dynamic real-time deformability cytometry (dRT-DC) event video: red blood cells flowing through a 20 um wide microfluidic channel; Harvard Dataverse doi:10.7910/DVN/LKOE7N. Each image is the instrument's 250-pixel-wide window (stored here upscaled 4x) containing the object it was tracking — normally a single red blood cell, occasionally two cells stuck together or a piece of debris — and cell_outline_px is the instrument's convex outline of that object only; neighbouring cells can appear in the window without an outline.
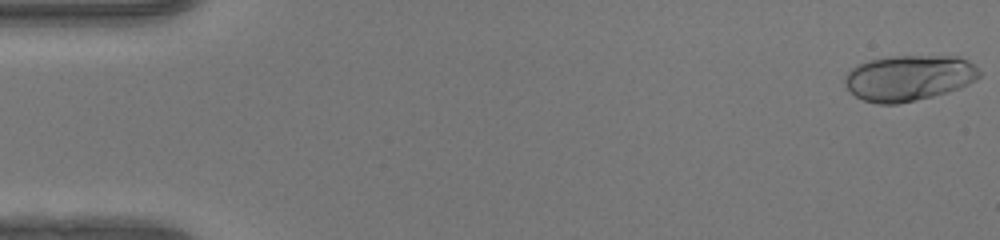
{"species": "human", "species_latin": "Homo sapiens", "temperature_condition": "warm", "stored_images_in_passage": 49, "camera_frame_rate_fps": 3000, "um_per_image_px": 0.085, "donor": {"sex": "female"}, "frame": {"image": 1, "passage_image": 1, "time_ms": 0.0, "image_size_px": [1000, 240], "cell_outline_px": [[980, 76], [976, 80], [960, 88], [948, 92], [916, 100], [896, 104], [876, 104], [864, 100], [856, 96], [844, 84], [844, 80], [848, 72], [852, 68], [868, 60], [888, 56], [956, 56], [968, 60], [980, 72]], "centroid_in_image_um": [77.26, 6.62], "position_along_channel_um": 7.7, "area_um2": 35.78}}
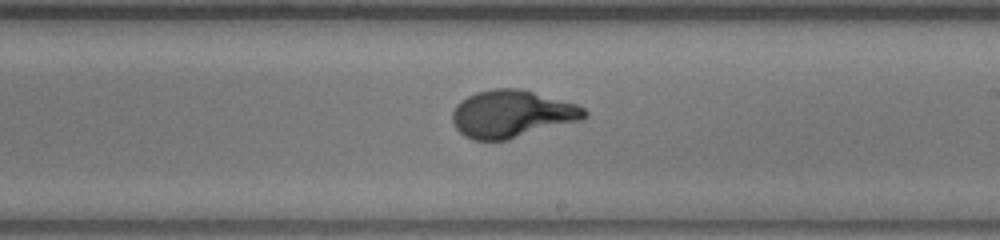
{"frame": {"image": 2, "passage_image": 29, "time_ms": 9.333, "image_size_px": [1000, 240], "cell_outline_px": [[588, 116], [580, 120], [508, 140], [476, 140], [464, 136], [456, 128], [452, 120], [452, 112], [456, 104], [460, 100], [476, 92], [492, 88], [520, 88], [576, 104], [584, 108], [588, 112]], "centroid_in_image_um": [43.49, 9.68], "position_along_channel_um": 245.5, "area_um2": 36.47}}
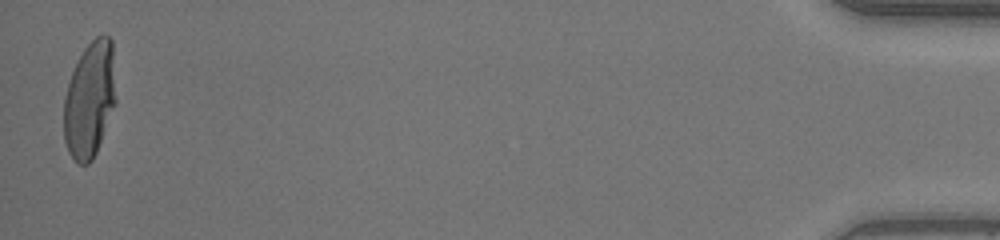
{"frame": {"image": 3, "passage_image": 49, "time_ms": 16.0, "image_size_px": [1000, 240], "cell_outline_px": [[116, 104], [96, 152], [92, 160], [88, 164], [80, 164], [68, 152], [64, 140], [64, 96], [72, 72], [84, 48], [96, 36], [108, 36], [112, 40], [116, 100]], "centroid_in_image_um": [7.63, 8.48], "position_along_channel_um": 427.6, "area_um2": 35.14}, "authors_computed_cell_mechanics": {"area_um2": 35.1424, "velocity_mm_per_s": 4.1961, "shape_relaxation_time_tau1_ms": 4.3401, "shape_relaxation_time_tau2_ms": null, "deformation_change_tau1": 0.2558, "deformation_change_tau2": null}}